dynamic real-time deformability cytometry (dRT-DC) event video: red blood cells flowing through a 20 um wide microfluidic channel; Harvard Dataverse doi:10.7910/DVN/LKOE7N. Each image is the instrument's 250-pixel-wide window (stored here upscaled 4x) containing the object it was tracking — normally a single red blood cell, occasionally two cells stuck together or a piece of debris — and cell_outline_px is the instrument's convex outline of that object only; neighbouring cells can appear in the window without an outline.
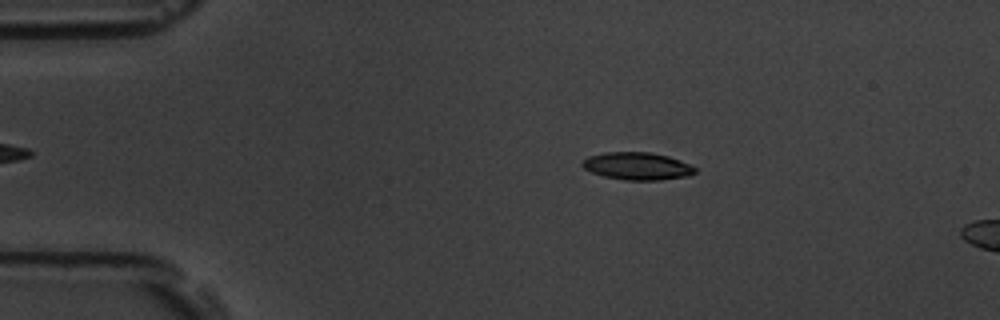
{"species": "common noctule bat (a hibernating species)", "species_latin": "Nyctalus noctula", "temperature_condition": "room temperature", "stored_images_in_passage": 45, "camera_frame_rate_fps": 3000, "um_per_image_px": 0.085, "animal": {"sex": "male", "body_mass_g": 19.5, "forearm_length_mm": 54.6}, "frame": {"image": 1, "passage_image": 9, "time_ms": 2.667, "image_size_px": [1000, 320], "cell_outline_px": [[696, 172], [688, 176], [660, 180], [624, 180], [604, 176], [592, 172], [584, 168], [580, 164], [588, 156], [604, 152], [648, 152], [668, 156], [680, 160], [696, 168]], "centroid_in_image_um": [54.16, 14.12], "position_along_channel_um": 30.8, "area_um2": 18.03}}
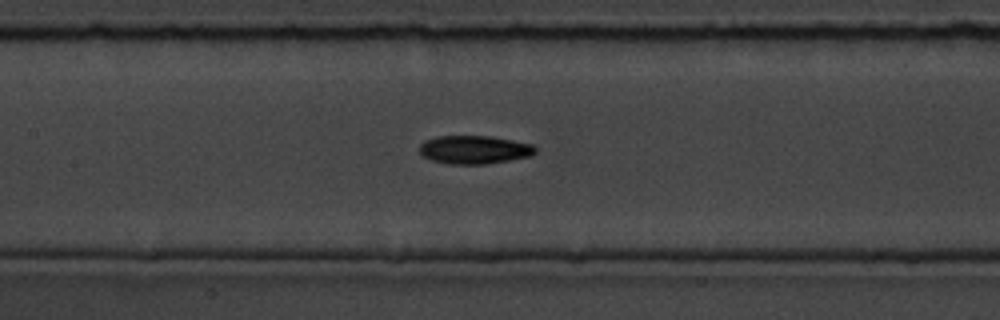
{"frame": {"image": 2, "passage_image": 24, "time_ms": 7.667, "image_size_px": [1000, 320], "cell_outline_px": [[536, 152], [528, 156], [508, 160], [484, 164], [448, 164], [432, 160], [420, 156], [420, 144], [436, 136], [492, 136], [532, 144], [536, 148]], "centroid_in_image_um": [40.29, 12.72], "position_along_channel_um": 167.1, "area_um2": 19.02}}
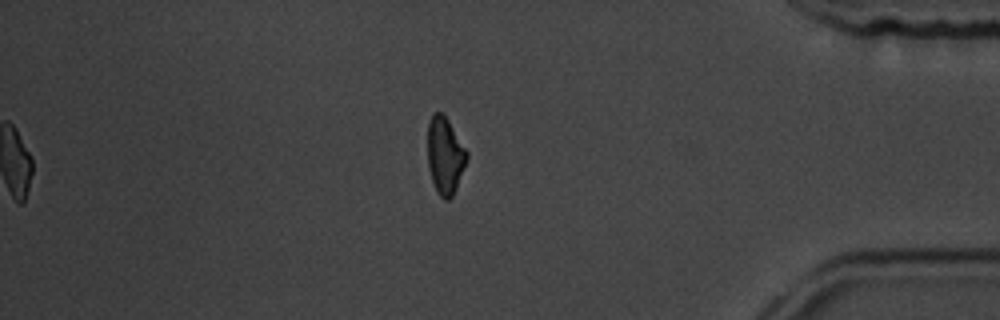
{"frame": {"image": 3, "passage_image": 45, "time_ms": 14.667, "image_size_px": [1000, 320], "cell_outline_px": [[468, 160], [456, 188], [452, 196], [448, 200], [444, 200], [436, 192], [428, 168], [428, 120], [432, 112], [440, 112], [448, 120], [468, 152]], "centroid_in_image_um": [37.82, 13.23], "position_along_channel_um": 397.4, "area_um2": 17.69}, "authors_computed_cell_mechanics": {"area_um2": 18.496, "velocity_mm_per_s": 3.7658, "shape_relaxation_time_tau1_ms": 3.7693, "shape_relaxation_time_tau2_ms": 6.4295, "deformation_change_tau1": 0.1338, "deformation_change_tau2": 0.1427}}